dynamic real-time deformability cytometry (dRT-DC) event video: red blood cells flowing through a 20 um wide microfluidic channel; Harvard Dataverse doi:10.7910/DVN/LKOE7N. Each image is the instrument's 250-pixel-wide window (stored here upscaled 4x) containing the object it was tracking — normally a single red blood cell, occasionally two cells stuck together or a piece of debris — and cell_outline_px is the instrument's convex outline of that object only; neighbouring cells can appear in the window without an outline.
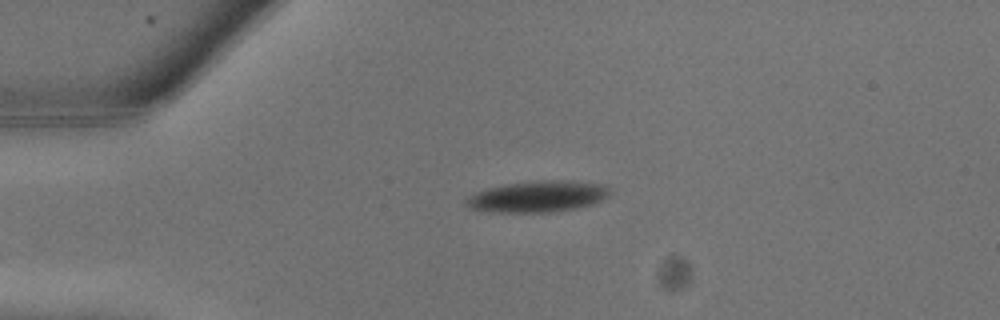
{"species": "common noctule bat (a hibernating species)", "species_latin": "Nyctalus noctula", "temperature_condition": "warm", "stored_images_in_passage": 20, "camera_frame_rate_fps": 3000, "um_per_image_px": 0.085, "animal": {"sex": "male", "body_mass_g": 13.3}, "frame": {"image": 1, "passage_image": 1, "time_ms": 0.0, "image_size_px": [1000, 320], "cell_outline_px": [[608, 196], [592, 204], [572, 208], [548, 212], [500, 212], [472, 208], [468, 204], [468, 200], [476, 192], [488, 188], [536, 180], [560, 180], [604, 184], [608, 188]], "centroid_in_image_um": [45.77, 16.69], "position_along_channel_um": 39.2, "area_um2": 25.2}}
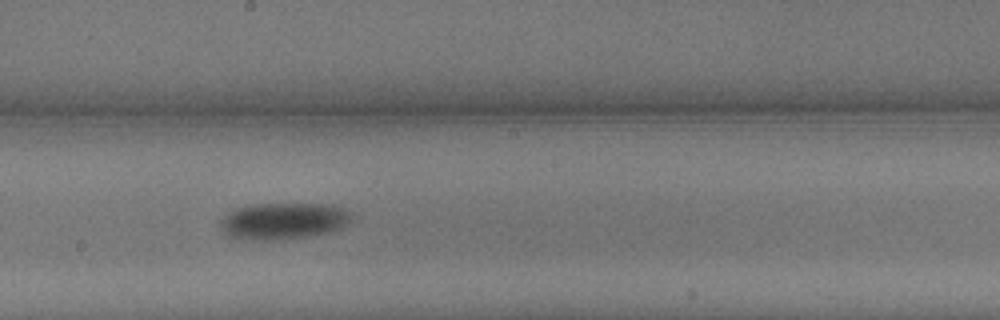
{"frame": {"image": 2, "passage_image": 9, "time_ms": 2.667, "image_size_px": [1000, 320], "cell_outline_px": [[352, 212], [348, 220], [340, 228], [328, 232], [312, 236], [272, 240], [240, 240], [224, 236], [220, 228], [220, 220], [228, 212], [236, 208], [252, 204], [320, 204], [348, 208]], "centroid_in_image_um": [24.0, 18.8], "position_along_channel_um": 224.2, "area_um2": 28.26}}
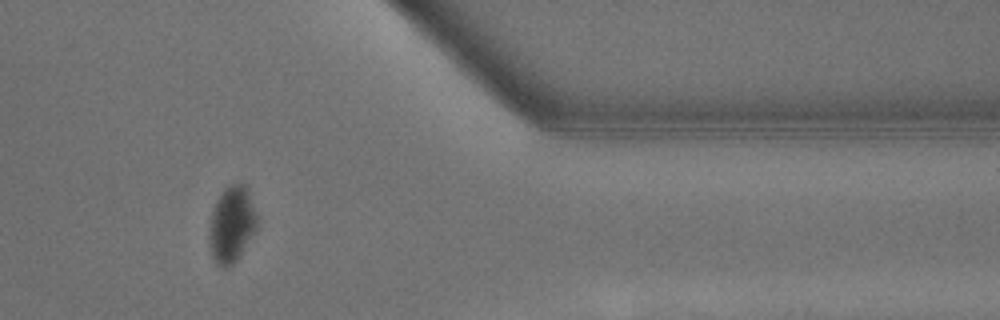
{"frame": {"image": 3, "passage_image": 16, "time_ms": 5.0, "image_size_px": [1000, 320], "cell_outline_px": [[260, 220], [256, 228], [240, 256], [232, 264], [224, 268], [216, 264], [212, 256], [208, 244], [208, 236], [212, 212], [216, 200], [232, 184], [244, 184], [248, 188]], "centroid_in_image_um": [19.71, 19.09], "position_along_channel_um": 391.7, "area_um2": 21.33}}